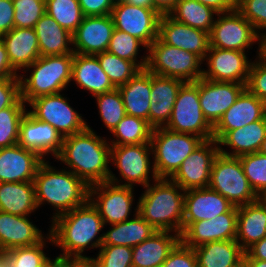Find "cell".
<instances>
[{"label":"cell","instance_id":"cell-49","mask_svg":"<svg viewBox=\"0 0 266 267\" xmlns=\"http://www.w3.org/2000/svg\"><path fill=\"white\" fill-rule=\"evenodd\" d=\"M235 9L253 25L263 39L266 38V0H240Z\"/></svg>","mask_w":266,"mask_h":267},{"label":"cell","instance_id":"cell-38","mask_svg":"<svg viewBox=\"0 0 266 267\" xmlns=\"http://www.w3.org/2000/svg\"><path fill=\"white\" fill-rule=\"evenodd\" d=\"M153 128L148 121L126 114L118 125L111 131L116 137L108 141L110 145H136L150 143Z\"/></svg>","mask_w":266,"mask_h":267},{"label":"cell","instance_id":"cell-2","mask_svg":"<svg viewBox=\"0 0 266 267\" xmlns=\"http://www.w3.org/2000/svg\"><path fill=\"white\" fill-rule=\"evenodd\" d=\"M110 147L108 139L98 136L87 125L83 131L64 137L61 151L55 159L91 186L108 182Z\"/></svg>","mask_w":266,"mask_h":267},{"label":"cell","instance_id":"cell-47","mask_svg":"<svg viewBox=\"0 0 266 267\" xmlns=\"http://www.w3.org/2000/svg\"><path fill=\"white\" fill-rule=\"evenodd\" d=\"M14 27L34 28L46 13L45 0H13Z\"/></svg>","mask_w":266,"mask_h":267},{"label":"cell","instance_id":"cell-23","mask_svg":"<svg viewBox=\"0 0 266 267\" xmlns=\"http://www.w3.org/2000/svg\"><path fill=\"white\" fill-rule=\"evenodd\" d=\"M234 205L209 187L185 191L182 231L192 222L210 220L227 213Z\"/></svg>","mask_w":266,"mask_h":267},{"label":"cell","instance_id":"cell-33","mask_svg":"<svg viewBox=\"0 0 266 267\" xmlns=\"http://www.w3.org/2000/svg\"><path fill=\"white\" fill-rule=\"evenodd\" d=\"M198 267H239L245 251L233 240L207 242L194 248Z\"/></svg>","mask_w":266,"mask_h":267},{"label":"cell","instance_id":"cell-67","mask_svg":"<svg viewBox=\"0 0 266 267\" xmlns=\"http://www.w3.org/2000/svg\"><path fill=\"white\" fill-rule=\"evenodd\" d=\"M239 267H247V265L243 262Z\"/></svg>","mask_w":266,"mask_h":267},{"label":"cell","instance_id":"cell-64","mask_svg":"<svg viewBox=\"0 0 266 267\" xmlns=\"http://www.w3.org/2000/svg\"><path fill=\"white\" fill-rule=\"evenodd\" d=\"M128 0H112L114 6L127 3Z\"/></svg>","mask_w":266,"mask_h":267},{"label":"cell","instance_id":"cell-50","mask_svg":"<svg viewBox=\"0 0 266 267\" xmlns=\"http://www.w3.org/2000/svg\"><path fill=\"white\" fill-rule=\"evenodd\" d=\"M160 267H198L194 248L180 241Z\"/></svg>","mask_w":266,"mask_h":267},{"label":"cell","instance_id":"cell-37","mask_svg":"<svg viewBox=\"0 0 266 267\" xmlns=\"http://www.w3.org/2000/svg\"><path fill=\"white\" fill-rule=\"evenodd\" d=\"M218 14L206 5L196 0H179L169 15L185 25L211 32L212 26Z\"/></svg>","mask_w":266,"mask_h":267},{"label":"cell","instance_id":"cell-43","mask_svg":"<svg viewBox=\"0 0 266 267\" xmlns=\"http://www.w3.org/2000/svg\"><path fill=\"white\" fill-rule=\"evenodd\" d=\"M26 112L22 98L15 105L0 110V149L18 143L20 122Z\"/></svg>","mask_w":266,"mask_h":267},{"label":"cell","instance_id":"cell-10","mask_svg":"<svg viewBox=\"0 0 266 267\" xmlns=\"http://www.w3.org/2000/svg\"><path fill=\"white\" fill-rule=\"evenodd\" d=\"M165 128L177 133L193 134L204 141L213 139V127L200 107L199 79L196 82H185L181 86Z\"/></svg>","mask_w":266,"mask_h":267},{"label":"cell","instance_id":"cell-40","mask_svg":"<svg viewBox=\"0 0 266 267\" xmlns=\"http://www.w3.org/2000/svg\"><path fill=\"white\" fill-rule=\"evenodd\" d=\"M95 56L115 88L124 85L141 71L134 62L122 59L109 51L101 52Z\"/></svg>","mask_w":266,"mask_h":267},{"label":"cell","instance_id":"cell-44","mask_svg":"<svg viewBox=\"0 0 266 267\" xmlns=\"http://www.w3.org/2000/svg\"><path fill=\"white\" fill-rule=\"evenodd\" d=\"M95 99L101 120L111 133L126 115L122 96L118 88H115L112 91L95 96Z\"/></svg>","mask_w":266,"mask_h":267},{"label":"cell","instance_id":"cell-53","mask_svg":"<svg viewBox=\"0 0 266 267\" xmlns=\"http://www.w3.org/2000/svg\"><path fill=\"white\" fill-rule=\"evenodd\" d=\"M13 0H0V37L14 28Z\"/></svg>","mask_w":266,"mask_h":267},{"label":"cell","instance_id":"cell-26","mask_svg":"<svg viewBox=\"0 0 266 267\" xmlns=\"http://www.w3.org/2000/svg\"><path fill=\"white\" fill-rule=\"evenodd\" d=\"M185 82L151 73L149 125L165 127L169 122L179 89Z\"/></svg>","mask_w":266,"mask_h":267},{"label":"cell","instance_id":"cell-14","mask_svg":"<svg viewBox=\"0 0 266 267\" xmlns=\"http://www.w3.org/2000/svg\"><path fill=\"white\" fill-rule=\"evenodd\" d=\"M110 15L115 29L136 37L147 48L158 38L161 14L156 9L124 3L114 6Z\"/></svg>","mask_w":266,"mask_h":267},{"label":"cell","instance_id":"cell-57","mask_svg":"<svg viewBox=\"0 0 266 267\" xmlns=\"http://www.w3.org/2000/svg\"><path fill=\"white\" fill-rule=\"evenodd\" d=\"M179 0H153V7L161 14H169Z\"/></svg>","mask_w":266,"mask_h":267},{"label":"cell","instance_id":"cell-36","mask_svg":"<svg viewBox=\"0 0 266 267\" xmlns=\"http://www.w3.org/2000/svg\"><path fill=\"white\" fill-rule=\"evenodd\" d=\"M134 210L133 219L109 225L111 228L104 232L102 245H123L132 248L157 231L138 214V206Z\"/></svg>","mask_w":266,"mask_h":267},{"label":"cell","instance_id":"cell-24","mask_svg":"<svg viewBox=\"0 0 266 267\" xmlns=\"http://www.w3.org/2000/svg\"><path fill=\"white\" fill-rule=\"evenodd\" d=\"M44 161L36 152L16 144L0 149V182H31Z\"/></svg>","mask_w":266,"mask_h":267},{"label":"cell","instance_id":"cell-8","mask_svg":"<svg viewBox=\"0 0 266 267\" xmlns=\"http://www.w3.org/2000/svg\"><path fill=\"white\" fill-rule=\"evenodd\" d=\"M150 155H152L150 143L111 145L110 164L116 166L120 174L119 177L121 176V179L126 182L121 184L120 179L112 171H110L108 182L120 186L135 187V184H138L146 187L151 180H157L154 162L150 161Z\"/></svg>","mask_w":266,"mask_h":267},{"label":"cell","instance_id":"cell-22","mask_svg":"<svg viewBox=\"0 0 266 267\" xmlns=\"http://www.w3.org/2000/svg\"><path fill=\"white\" fill-rule=\"evenodd\" d=\"M265 116L266 103L245 88L213 127V139L218 142L228 131L244 127Z\"/></svg>","mask_w":266,"mask_h":267},{"label":"cell","instance_id":"cell-42","mask_svg":"<svg viewBox=\"0 0 266 267\" xmlns=\"http://www.w3.org/2000/svg\"><path fill=\"white\" fill-rule=\"evenodd\" d=\"M140 46L147 49V46L136 37L114 29L107 51L122 59L134 62L143 70L146 68L147 55L139 57L141 59L138 60L137 56L140 51Z\"/></svg>","mask_w":266,"mask_h":267},{"label":"cell","instance_id":"cell-55","mask_svg":"<svg viewBox=\"0 0 266 267\" xmlns=\"http://www.w3.org/2000/svg\"><path fill=\"white\" fill-rule=\"evenodd\" d=\"M203 5L213 9L218 14L227 13L235 9V3L233 0H196Z\"/></svg>","mask_w":266,"mask_h":267},{"label":"cell","instance_id":"cell-68","mask_svg":"<svg viewBox=\"0 0 266 267\" xmlns=\"http://www.w3.org/2000/svg\"><path fill=\"white\" fill-rule=\"evenodd\" d=\"M235 5L240 1V0H233Z\"/></svg>","mask_w":266,"mask_h":267},{"label":"cell","instance_id":"cell-46","mask_svg":"<svg viewBox=\"0 0 266 267\" xmlns=\"http://www.w3.org/2000/svg\"><path fill=\"white\" fill-rule=\"evenodd\" d=\"M89 262L94 267H132V248L123 245H101Z\"/></svg>","mask_w":266,"mask_h":267},{"label":"cell","instance_id":"cell-11","mask_svg":"<svg viewBox=\"0 0 266 267\" xmlns=\"http://www.w3.org/2000/svg\"><path fill=\"white\" fill-rule=\"evenodd\" d=\"M209 33L210 47L246 52L254 43L263 49L264 39L236 9L216 15Z\"/></svg>","mask_w":266,"mask_h":267},{"label":"cell","instance_id":"cell-28","mask_svg":"<svg viewBox=\"0 0 266 267\" xmlns=\"http://www.w3.org/2000/svg\"><path fill=\"white\" fill-rule=\"evenodd\" d=\"M180 241V235L175 232L156 231L132 247V267H160Z\"/></svg>","mask_w":266,"mask_h":267},{"label":"cell","instance_id":"cell-18","mask_svg":"<svg viewBox=\"0 0 266 267\" xmlns=\"http://www.w3.org/2000/svg\"><path fill=\"white\" fill-rule=\"evenodd\" d=\"M245 89V84L199 79V102L203 115L214 127Z\"/></svg>","mask_w":266,"mask_h":267},{"label":"cell","instance_id":"cell-54","mask_svg":"<svg viewBox=\"0 0 266 267\" xmlns=\"http://www.w3.org/2000/svg\"><path fill=\"white\" fill-rule=\"evenodd\" d=\"M11 65L4 43L0 39V79L19 78Z\"/></svg>","mask_w":266,"mask_h":267},{"label":"cell","instance_id":"cell-65","mask_svg":"<svg viewBox=\"0 0 266 267\" xmlns=\"http://www.w3.org/2000/svg\"><path fill=\"white\" fill-rule=\"evenodd\" d=\"M0 267H6L4 262V253H0Z\"/></svg>","mask_w":266,"mask_h":267},{"label":"cell","instance_id":"cell-34","mask_svg":"<svg viewBox=\"0 0 266 267\" xmlns=\"http://www.w3.org/2000/svg\"><path fill=\"white\" fill-rule=\"evenodd\" d=\"M126 114L142 118L149 123L151 73L146 69L138 72L127 83L118 87Z\"/></svg>","mask_w":266,"mask_h":267},{"label":"cell","instance_id":"cell-59","mask_svg":"<svg viewBox=\"0 0 266 267\" xmlns=\"http://www.w3.org/2000/svg\"><path fill=\"white\" fill-rule=\"evenodd\" d=\"M127 3L138 7L155 9L153 7V0H128Z\"/></svg>","mask_w":266,"mask_h":267},{"label":"cell","instance_id":"cell-31","mask_svg":"<svg viewBox=\"0 0 266 267\" xmlns=\"http://www.w3.org/2000/svg\"><path fill=\"white\" fill-rule=\"evenodd\" d=\"M40 56H56L74 53L73 35L62 28L51 16L45 13L35 24Z\"/></svg>","mask_w":266,"mask_h":267},{"label":"cell","instance_id":"cell-7","mask_svg":"<svg viewBox=\"0 0 266 267\" xmlns=\"http://www.w3.org/2000/svg\"><path fill=\"white\" fill-rule=\"evenodd\" d=\"M204 140L196 135L177 133L165 127L154 128L151 134L152 158L158 178H171L182 162Z\"/></svg>","mask_w":266,"mask_h":267},{"label":"cell","instance_id":"cell-20","mask_svg":"<svg viewBox=\"0 0 266 267\" xmlns=\"http://www.w3.org/2000/svg\"><path fill=\"white\" fill-rule=\"evenodd\" d=\"M158 37L165 44L198 55L203 61L210 48L209 33L185 25L169 14L159 19Z\"/></svg>","mask_w":266,"mask_h":267},{"label":"cell","instance_id":"cell-45","mask_svg":"<svg viewBox=\"0 0 266 267\" xmlns=\"http://www.w3.org/2000/svg\"><path fill=\"white\" fill-rule=\"evenodd\" d=\"M244 174L258 195L266 191V155L260 152L239 157Z\"/></svg>","mask_w":266,"mask_h":267},{"label":"cell","instance_id":"cell-9","mask_svg":"<svg viewBox=\"0 0 266 267\" xmlns=\"http://www.w3.org/2000/svg\"><path fill=\"white\" fill-rule=\"evenodd\" d=\"M208 187L236 207L255 202L258 196L244 174L239 157L220 152L213 162Z\"/></svg>","mask_w":266,"mask_h":267},{"label":"cell","instance_id":"cell-27","mask_svg":"<svg viewBox=\"0 0 266 267\" xmlns=\"http://www.w3.org/2000/svg\"><path fill=\"white\" fill-rule=\"evenodd\" d=\"M6 47L12 68L18 73L40 57L37 35L34 28L14 27L0 37Z\"/></svg>","mask_w":266,"mask_h":267},{"label":"cell","instance_id":"cell-4","mask_svg":"<svg viewBox=\"0 0 266 267\" xmlns=\"http://www.w3.org/2000/svg\"><path fill=\"white\" fill-rule=\"evenodd\" d=\"M144 187L137 202L138 214L157 231L182 233L185 190L169 178H158Z\"/></svg>","mask_w":266,"mask_h":267},{"label":"cell","instance_id":"cell-35","mask_svg":"<svg viewBox=\"0 0 266 267\" xmlns=\"http://www.w3.org/2000/svg\"><path fill=\"white\" fill-rule=\"evenodd\" d=\"M38 210L34 182H0V211L30 216Z\"/></svg>","mask_w":266,"mask_h":267},{"label":"cell","instance_id":"cell-12","mask_svg":"<svg viewBox=\"0 0 266 267\" xmlns=\"http://www.w3.org/2000/svg\"><path fill=\"white\" fill-rule=\"evenodd\" d=\"M62 93L37 97L28 103V112L37 120L49 123L62 137L71 136L87 127L81 114L72 108Z\"/></svg>","mask_w":266,"mask_h":267},{"label":"cell","instance_id":"cell-52","mask_svg":"<svg viewBox=\"0 0 266 267\" xmlns=\"http://www.w3.org/2000/svg\"><path fill=\"white\" fill-rule=\"evenodd\" d=\"M84 16L110 15L114 7L112 0H78Z\"/></svg>","mask_w":266,"mask_h":267},{"label":"cell","instance_id":"cell-19","mask_svg":"<svg viewBox=\"0 0 266 267\" xmlns=\"http://www.w3.org/2000/svg\"><path fill=\"white\" fill-rule=\"evenodd\" d=\"M27 109L20 122L18 145L36 152L42 159L52 154L60 153L64 138L49 123L37 120Z\"/></svg>","mask_w":266,"mask_h":267},{"label":"cell","instance_id":"cell-15","mask_svg":"<svg viewBox=\"0 0 266 267\" xmlns=\"http://www.w3.org/2000/svg\"><path fill=\"white\" fill-rule=\"evenodd\" d=\"M219 152V144L215 139L204 141L182 162L170 179L185 191L208 187L212 165Z\"/></svg>","mask_w":266,"mask_h":267},{"label":"cell","instance_id":"cell-1","mask_svg":"<svg viewBox=\"0 0 266 267\" xmlns=\"http://www.w3.org/2000/svg\"><path fill=\"white\" fill-rule=\"evenodd\" d=\"M51 222L48 230L53 245L62 251L57 258L90 261L93 257L82 255L83 252L86 249H99L102 245L104 233L100 232L105 225L98 210L89 200L84 205L57 216Z\"/></svg>","mask_w":266,"mask_h":267},{"label":"cell","instance_id":"cell-62","mask_svg":"<svg viewBox=\"0 0 266 267\" xmlns=\"http://www.w3.org/2000/svg\"><path fill=\"white\" fill-rule=\"evenodd\" d=\"M75 267H94L89 261L75 260Z\"/></svg>","mask_w":266,"mask_h":267},{"label":"cell","instance_id":"cell-17","mask_svg":"<svg viewBox=\"0 0 266 267\" xmlns=\"http://www.w3.org/2000/svg\"><path fill=\"white\" fill-rule=\"evenodd\" d=\"M237 235V207L210 220L190 223L181 233V242L195 248L207 242L233 240Z\"/></svg>","mask_w":266,"mask_h":267},{"label":"cell","instance_id":"cell-16","mask_svg":"<svg viewBox=\"0 0 266 267\" xmlns=\"http://www.w3.org/2000/svg\"><path fill=\"white\" fill-rule=\"evenodd\" d=\"M246 54L238 50L210 47L203 61L206 60L208 69L203 68L202 78L246 85L252 62Z\"/></svg>","mask_w":266,"mask_h":267},{"label":"cell","instance_id":"cell-48","mask_svg":"<svg viewBox=\"0 0 266 267\" xmlns=\"http://www.w3.org/2000/svg\"><path fill=\"white\" fill-rule=\"evenodd\" d=\"M257 57L251 62L245 88L266 103V54L257 49Z\"/></svg>","mask_w":266,"mask_h":267},{"label":"cell","instance_id":"cell-29","mask_svg":"<svg viewBox=\"0 0 266 267\" xmlns=\"http://www.w3.org/2000/svg\"><path fill=\"white\" fill-rule=\"evenodd\" d=\"M71 81L78 88L89 91L92 97L115 89L94 55L74 53Z\"/></svg>","mask_w":266,"mask_h":267},{"label":"cell","instance_id":"cell-41","mask_svg":"<svg viewBox=\"0 0 266 267\" xmlns=\"http://www.w3.org/2000/svg\"><path fill=\"white\" fill-rule=\"evenodd\" d=\"M46 13L73 34L85 17L78 0H45Z\"/></svg>","mask_w":266,"mask_h":267},{"label":"cell","instance_id":"cell-66","mask_svg":"<svg viewBox=\"0 0 266 267\" xmlns=\"http://www.w3.org/2000/svg\"><path fill=\"white\" fill-rule=\"evenodd\" d=\"M263 52L266 54V38H264Z\"/></svg>","mask_w":266,"mask_h":267},{"label":"cell","instance_id":"cell-25","mask_svg":"<svg viewBox=\"0 0 266 267\" xmlns=\"http://www.w3.org/2000/svg\"><path fill=\"white\" fill-rule=\"evenodd\" d=\"M29 218L0 211V253L36 245L46 237Z\"/></svg>","mask_w":266,"mask_h":267},{"label":"cell","instance_id":"cell-21","mask_svg":"<svg viewBox=\"0 0 266 267\" xmlns=\"http://www.w3.org/2000/svg\"><path fill=\"white\" fill-rule=\"evenodd\" d=\"M115 29L111 15L85 16L73 35V51L97 55L107 51Z\"/></svg>","mask_w":266,"mask_h":267},{"label":"cell","instance_id":"cell-51","mask_svg":"<svg viewBox=\"0 0 266 267\" xmlns=\"http://www.w3.org/2000/svg\"><path fill=\"white\" fill-rule=\"evenodd\" d=\"M20 99L19 78L0 79V110L15 105Z\"/></svg>","mask_w":266,"mask_h":267},{"label":"cell","instance_id":"cell-5","mask_svg":"<svg viewBox=\"0 0 266 267\" xmlns=\"http://www.w3.org/2000/svg\"><path fill=\"white\" fill-rule=\"evenodd\" d=\"M73 58L74 53L40 56L24 69V73L31 72L27 77L24 74L18 76L21 98L24 102L28 104L37 97L57 94L65 90L71 82Z\"/></svg>","mask_w":266,"mask_h":267},{"label":"cell","instance_id":"cell-32","mask_svg":"<svg viewBox=\"0 0 266 267\" xmlns=\"http://www.w3.org/2000/svg\"><path fill=\"white\" fill-rule=\"evenodd\" d=\"M266 236V210L261 203H248L237 207L236 241L246 251Z\"/></svg>","mask_w":266,"mask_h":267},{"label":"cell","instance_id":"cell-3","mask_svg":"<svg viewBox=\"0 0 266 267\" xmlns=\"http://www.w3.org/2000/svg\"><path fill=\"white\" fill-rule=\"evenodd\" d=\"M46 159L39 165L35 177L37 207L48 203L54 207L52 219L84 205L89 200V186L68 169H55Z\"/></svg>","mask_w":266,"mask_h":267},{"label":"cell","instance_id":"cell-60","mask_svg":"<svg viewBox=\"0 0 266 267\" xmlns=\"http://www.w3.org/2000/svg\"><path fill=\"white\" fill-rule=\"evenodd\" d=\"M247 267H266V260H258L253 258H244Z\"/></svg>","mask_w":266,"mask_h":267},{"label":"cell","instance_id":"cell-6","mask_svg":"<svg viewBox=\"0 0 266 267\" xmlns=\"http://www.w3.org/2000/svg\"><path fill=\"white\" fill-rule=\"evenodd\" d=\"M146 70L150 73L196 82L202 78L203 60L196 54L165 44L159 37L147 48Z\"/></svg>","mask_w":266,"mask_h":267},{"label":"cell","instance_id":"cell-61","mask_svg":"<svg viewBox=\"0 0 266 267\" xmlns=\"http://www.w3.org/2000/svg\"><path fill=\"white\" fill-rule=\"evenodd\" d=\"M257 200L261 203V205L266 210V191H264L263 193L258 194Z\"/></svg>","mask_w":266,"mask_h":267},{"label":"cell","instance_id":"cell-58","mask_svg":"<svg viewBox=\"0 0 266 267\" xmlns=\"http://www.w3.org/2000/svg\"><path fill=\"white\" fill-rule=\"evenodd\" d=\"M51 267H75V260L55 257V259L51 261Z\"/></svg>","mask_w":266,"mask_h":267},{"label":"cell","instance_id":"cell-13","mask_svg":"<svg viewBox=\"0 0 266 267\" xmlns=\"http://www.w3.org/2000/svg\"><path fill=\"white\" fill-rule=\"evenodd\" d=\"M134 187L103 182L89 186V201L98 210L104 225L126 221L132 212Z\"/></svg>","mask_w":266,"mask_h":267},{"label":"cell","instance_id":"cell-56","mask_svg":"<svg viewBox=\"0 0 266 267\" xmlns=\"http://www.w3.org/2000/svg\"><path fill=\"white\" fill-rule=\"evenodd\" d=\"M244 258L266 260V236L259 242L249 247L245 251Z\"/></svg>","mask_w":266,"mask_h":267},{"label":"cell","instance_id":"cell-30","mask_svg":"<svg viewBox=\"0 0 266 267\" xmlns=\"http://www.w3.org/2000/svg\"><path fill=\"white\" fill-rule=\"evenodd\" d=\"M266 137V116L244 127L228 131L219 141L220 153L240 157L246 154L259 152L262 142ZM231 148L228 152L224 147Z\"/></svg>","mask_w":266,"mask_h":267},{"label":"cell","instance_id":"cell-39","mask_svg":"<svg viewBox=\"0 0 266 267\" xmlns=\"http://www.w3.org/2000/svg\"><path fill=\"white\" fill-rule=\"evenodd\" d=\"M46 242L52 243L53 246V239L49 231L47 236L36 245L8 250L4 253L6 267H46L53 260L43 251Z\"/></svg>","mask_w":266,"mask_h":267},{"label":"cell","instance_id":"cell-63","mask_svg":"<svg viewBox=\"0 0 266 267\" xmlns=\"http://www.w3.org/2000/svg\"><path fill=\"white\" fill-rule=\"evenodd\" d=\"M259 152L266 155V137L262 142V145H261Z\"/></svg>","mask_w":266,"mask_h":267}]
</instances>
